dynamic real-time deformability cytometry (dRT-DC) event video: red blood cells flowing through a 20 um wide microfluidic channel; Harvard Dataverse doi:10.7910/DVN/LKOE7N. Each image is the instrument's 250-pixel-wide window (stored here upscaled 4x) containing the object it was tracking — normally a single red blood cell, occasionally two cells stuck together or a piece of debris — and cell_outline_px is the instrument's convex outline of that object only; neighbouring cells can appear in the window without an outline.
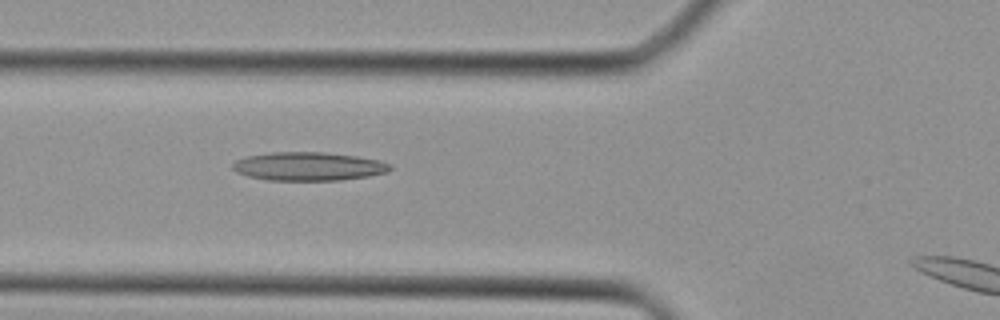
{"species": "Egyptian fruit bat (a non-hibernating species)", "species_latin": "Rousettus aegyptiacus", "temperature_condition": "cold", "stored_images_in_passage": 4, "camera_frame_rate_fps": 3000, "um_per_image_px": 0.085, "animal": {"sex": "female"}, "frame": {"image": 1, "passage_image": 3, "time_ms": 0.667, "image_size_px": [1000, 320], "cell_outline_px": [[392, 168], [388, 172], [368, 176], [340, 180], [268, 180], [248, 176], [236, 172], [232, 168], [232, 164], [236, 160], [248, 156], [272, 152], [324, 152], [356, 156], [380, 160], [392, 164]], "centroid_in_image_um": [26.25, 14.14], "position_along_channel_um": 99.6, "area_um2": 26.18}}